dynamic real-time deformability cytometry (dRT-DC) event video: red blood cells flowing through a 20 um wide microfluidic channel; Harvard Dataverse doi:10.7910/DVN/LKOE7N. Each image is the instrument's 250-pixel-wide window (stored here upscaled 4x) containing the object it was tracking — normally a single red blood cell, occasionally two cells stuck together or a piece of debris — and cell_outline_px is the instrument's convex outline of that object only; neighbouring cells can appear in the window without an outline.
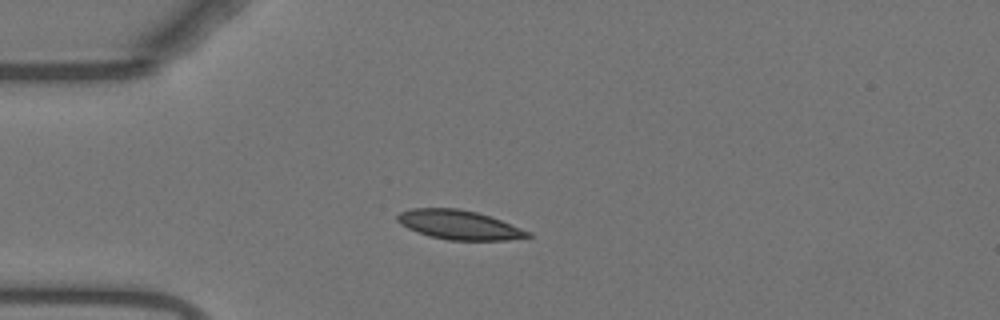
{"species": "Egyptian fruit bat (a non-hibernating species)", "species_latin": "Rousettus aegyptiacus", "temperature_condition": "warm", "stored_images_in_passage": 39, "camera_frame_rate_fps": 3000, "um_per_image_px": 0.085, "animal": {"sex": "female"}, "frame": {"image": 1, "passage_image": 1, "time_ms": 0.0, "image_size_px": [1000, 320], "cell_outline_px": [[532, 236], [508, 240], [448, 240], [428, 236], [416, 232], [400, 224], [396, 220], [396, 216], [400, 212], [412, 208], [460, 208], [476, 212], [500, 220], [532, 232]], "centroid_in_image_um": [39.0, 19.11], "position_along_channel_um": 46.0, "area_um2": 22.25}}
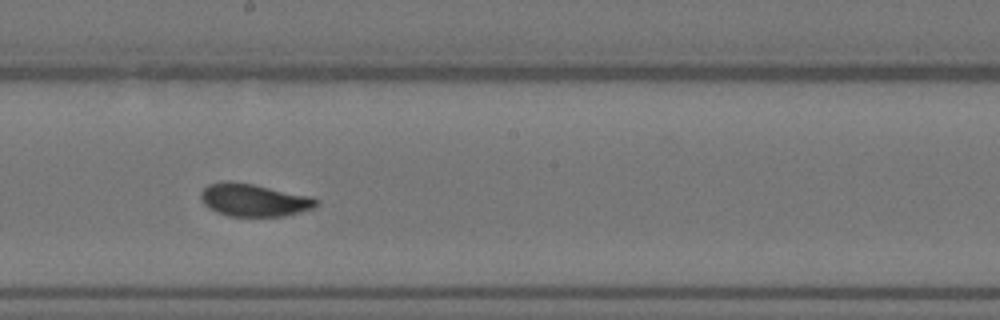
{"frame": {"image": 2, "passage_image": 17, "time_ms": 5.333, "image_size_px": [1000, 320], "cell_outline_px": [[320, 204], [312, 208], [300, 212], [284, 216], [228, 216], [216, 212], [208, 208], [204, 204], [200, 196], [200, 192], [208, 184], [228, 180], [252, 184], [312, 196], [320, 200]], "centroid_in_image_um": [21.59, 17.0], "position_along_channel_um": 226.6, "area_um2": 22.14}}
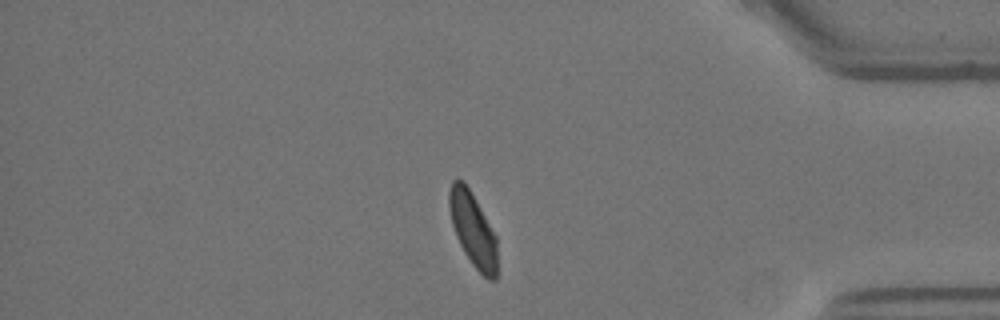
{"frame": {"image": 3, "passage_image": 33, "time_ms": 10.667, "image_size_px": [1000, 320], "cell_outline_px": [[496, 280], [488, 280], [472, 264], [464, 252], [456, 236], [452, 224], [448, 204], [448, 192], [452, 180], [456, 176], [464, 180], [496, 236]], "centroid_in_image_um": [40.16, 19.46], "position_along_channel_um": 395.0, "area_um2": 20.58}, "authors_computed_cell_mechanics": {"area_um2": 22.0796, "velocity_mm_per_s": 3.6989, "shape_relaxation_time_tau1_ms": 4.7624, "shape_relaxation_time_tau2_ms": 1.5478, "deformation_change_tau1": 0.1582, "deformation_change_tau2": 0.0509}}